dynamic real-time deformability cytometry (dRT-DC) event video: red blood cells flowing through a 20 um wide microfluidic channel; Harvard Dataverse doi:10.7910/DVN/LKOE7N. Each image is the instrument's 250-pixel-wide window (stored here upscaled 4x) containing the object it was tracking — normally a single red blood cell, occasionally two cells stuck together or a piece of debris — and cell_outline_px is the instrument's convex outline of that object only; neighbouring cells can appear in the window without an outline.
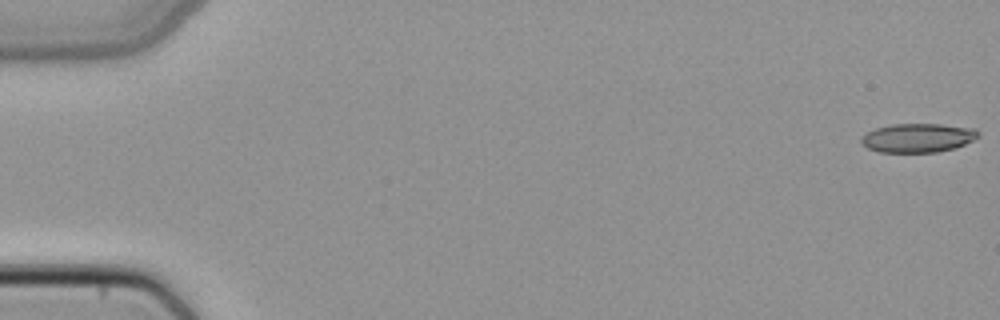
{"species": "common noctule bat (a hibernating species)", "species_latin": "Nyctalus noctula", "temperature_condition": "cold", "stored_images_in_passage": 50, "camera_frame_rate_fps": 3000, "um_per_image_px": 0.085, "animal": {"sex": "female", "body_mass_g": 22.7, "forearm_length_mm": 54.2}, "frame": {"image": 1, "passage_image": 1, "time_ms": 0.0, "image_size_px": [1000, 320], "cell_outline_px": [[980, 136], [956, 148], [936, 152], [880, 152], [868, 148], [860, 144], [860, 136], [876, 128], [892, 124], [940, 124], [976, 128], [980, 132]], "centroid_in_image_um": [78.02, 11.71], "position_along_channel_um": 7.0, "area_um2": 19.88}}
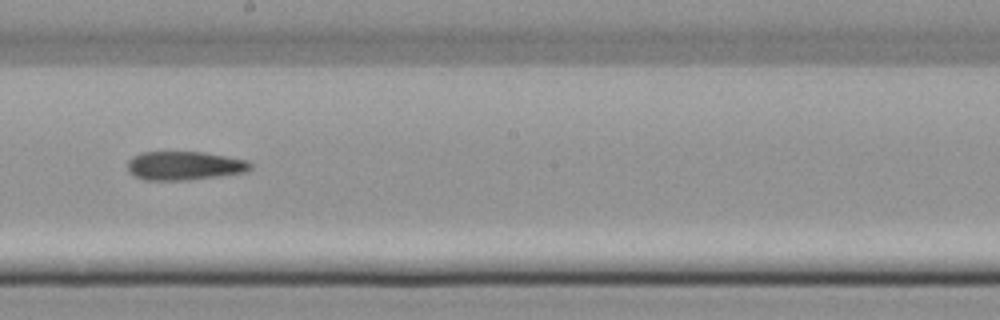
{"frame": {"image": 2, "passage_image": 29, "time_ms": 9.333, "image_size_px": [1000, 320], "cell_outline_px": [[252, 168], [248, 172], [220, 176], [188, 180], [144, 180], [128, 172], [128, 160], [132, 156], [144, 152], [200, 152], [248, 160], [252, 164]], "centroid_in_image_um": [15.69, 14.09], "position_along_channel_um": 232.5, "area_um2": 20.63}}
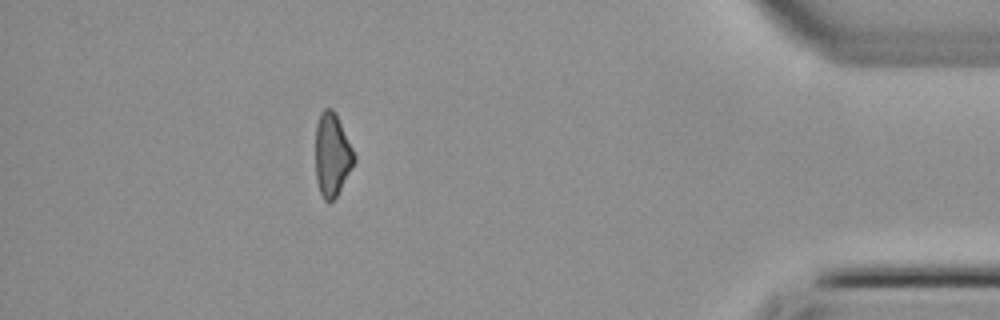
{"frame": {"image": 3, "passage_image": 45, "time_ms": 14.667, "image_size_px": [1000, 320], "cell_outline_px": [[356, 160], [352, 168], [336, 196], [328, 204], [324, 200], [320, 192], [316, 180], [316, 124], [320, 112], [324, 108], [332, 108], [336, 112], [356, 156]], "centroid_in_image_um": [28.23, 13.13], "position_along_channel_um": 407.0, "area_um2": 18.84}}